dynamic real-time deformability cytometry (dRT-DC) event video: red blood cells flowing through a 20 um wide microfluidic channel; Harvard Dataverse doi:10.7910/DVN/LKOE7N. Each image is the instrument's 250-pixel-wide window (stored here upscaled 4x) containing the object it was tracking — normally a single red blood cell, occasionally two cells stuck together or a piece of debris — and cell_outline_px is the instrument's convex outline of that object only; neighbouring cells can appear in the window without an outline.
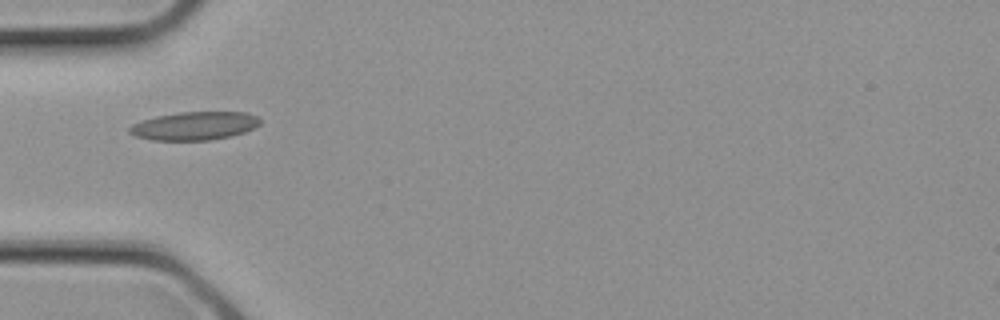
{"species": "common noctule bat (a hibernating species)", "species_latin": "Nyctalus noctula", "temperature_condition": "cold", "stored_images_in_passage": 1, "camera_frame_rate_fps": 3000, "um_per_image_px": 0.085, "animal": {"sex": "female", "body_mass_g": 21.9}, "frame": {"image": 1, "passage_image": 1, "time_ms": 0.0, "image_size_px": [1000, 320], "cell_outline_px": [[260, 124], [244, 132], [232, 136], [208, 140], [152, 140], [136, 136], [128, 132], [128, 128], [132, 124], [156, 116], [180, 112], [248, 112], [256, 116], [260, 120]], "centroid_in_image_um": [16.53, 10.7], "position_along_channel_um": 68.5, "area_um2": 21.44}}